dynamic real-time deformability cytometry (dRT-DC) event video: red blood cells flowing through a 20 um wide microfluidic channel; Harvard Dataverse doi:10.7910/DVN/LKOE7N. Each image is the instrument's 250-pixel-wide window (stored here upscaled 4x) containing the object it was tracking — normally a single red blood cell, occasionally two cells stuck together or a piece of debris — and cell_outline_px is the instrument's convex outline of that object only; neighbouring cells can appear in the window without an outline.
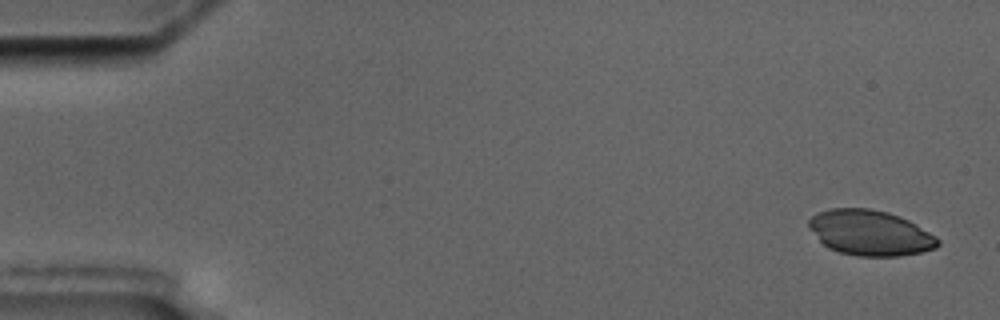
{"species": "common noctule bat (a hibernating species)", "species_latin": "Nyctalus noctula", "temperature_condition": "cold", "stored_images_in_passage": 5, "camera_frame_rate_fps": 3000, "um_per_image_px": 0.085, "animal": {"sex": "male", "body_mass_g": 17.5, "forearm_length_mm": 52.3}, "frame": {"image": 1, "passage_image": 1, "time_ms": 0.0, "image_size_px": [1000, 320], "cell_outline_px": [[940, 244], [936, 248], [920, 252], [900, 256], [856, 256], [840, 252], [828, 248], [808, 228], [808, 220], [816, 212], [832, 208], [868, 208], [888, 212], [900, 216], [916, 224], [936, 236], [940, 240]], "centroid_in_image_um": [73.96, 19.78], "position_along_channel_um": 11.0, "area_um2": 34.22}}